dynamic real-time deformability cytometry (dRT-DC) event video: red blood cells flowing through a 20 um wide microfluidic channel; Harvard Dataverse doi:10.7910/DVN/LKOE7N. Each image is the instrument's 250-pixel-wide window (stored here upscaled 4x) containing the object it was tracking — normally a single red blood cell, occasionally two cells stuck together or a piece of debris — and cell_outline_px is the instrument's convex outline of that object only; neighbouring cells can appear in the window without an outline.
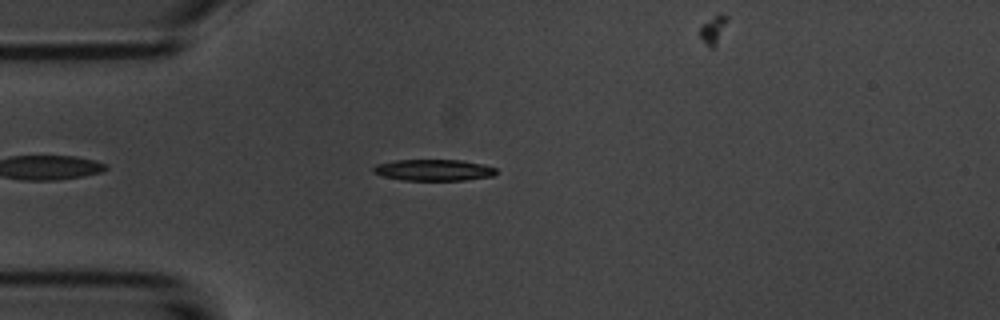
{"species": "common noctule bat (a hibernating species)", "species_latin": "Nyctalus noctula", "temperature_condition": "room temperature", "stored_images_in_passage": 3, "camera_frame_rate_fps": 3000, "um_per_image_px": 0.085, "animal": {"sex": "male", "body_mass_g": 20.1, "forearm_length_mm": 53.5}, "frame": {"image": 1, "passage_image": 2, "time_ms": 1.0, "image_size_px": [1000, 320], "cell_outline_px": [[496, 172], [492, 176], [464, 180], [404, 180], [384, 176], [372, 172], [372, 168], [376, 164], [396, 160], [460, 160], [484, 164], [496, 168]], "centroid_in_image_um": [36.85, 14.45], "position_along_channel_um": 48.1, "area_um2": 15.2}}